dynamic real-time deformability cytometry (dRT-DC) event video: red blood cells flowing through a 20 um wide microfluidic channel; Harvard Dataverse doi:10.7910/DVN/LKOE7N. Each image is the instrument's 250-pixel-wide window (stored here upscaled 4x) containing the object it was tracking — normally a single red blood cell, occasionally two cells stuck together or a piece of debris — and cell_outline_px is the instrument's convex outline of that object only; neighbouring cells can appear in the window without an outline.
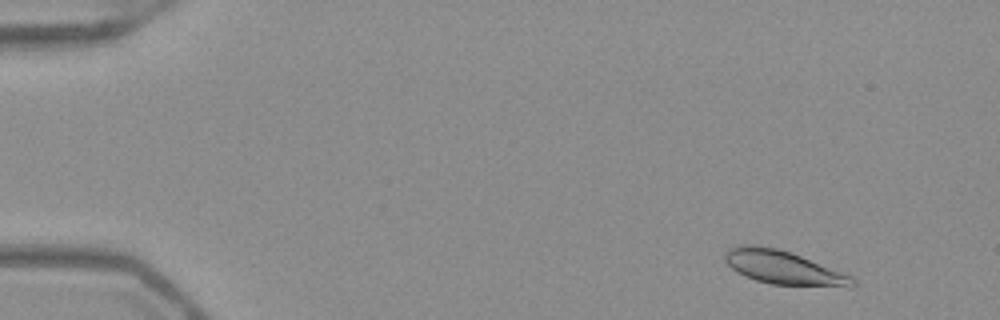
{"species": "Egyptian fruit bat (a non-hibernating species)", "species_latin": "Rousettus aegyptiacus", "temperature_condition": "warm", "stored_images_in_passage": 52, "camera_frame_rate_fps": 3000, "um_per_image_px": 0.085, "frame": {"image": 1, "passage_image": 5, "time_ms": 1.333, "image_size_px": [1000, 320], "cell_outline_px": [[856, 284], [852, 288], [848, 288], [772, 284], [756, 280], [744, 276], [736, 272], [724, 260], [724, 256], [728, 248], [740, 244], [752, 244], [776, 248], [792, 252], [852, 276], [856, 280]], "centroid_in_image_um": [66.62, 22.75], "position_along_channel_um": 18.4, "area_um2": 25.43}}
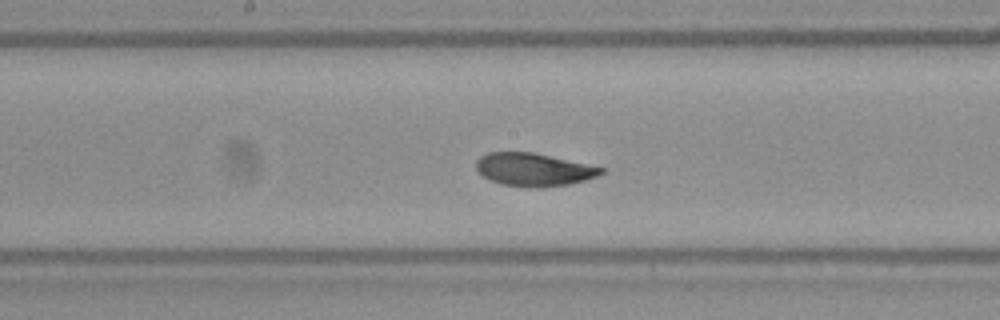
{"frame": {"image": 2, "passage_image": 28, "time_ms": 9.0, "image_size_px": [1000, 320], "cell_outline_px": [[604, 172], [596, 176], [584, 180], [568, 184], [540, 188], [532, 188], [500, 184], [484, 176], [476, 168], [476, 160], [480, 156], [488, 152], [532, 152], [604, 168]], "centroid_in_image_um": [45.33, 14.42], "position_along_channel_um": 202.9, "area_um2": 23.76}}
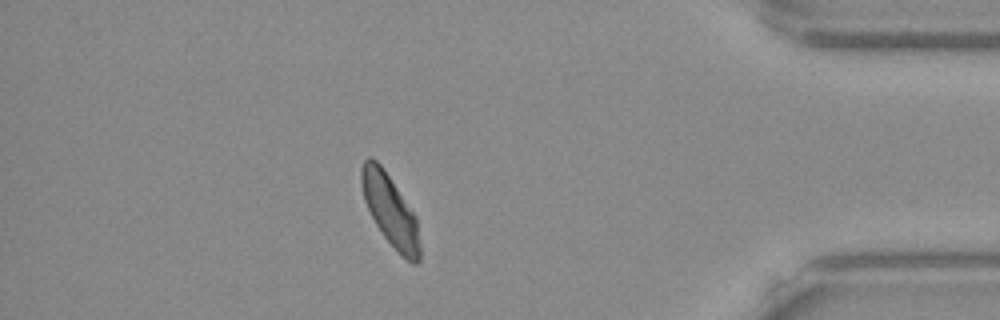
{"frame": {"image": 3, "passage_image": 46, "time_ms": 15.0, "image_size_px": [1000, 320], "cell_outline_px": [[420, 260], [416, 264], [412, 264], [384, 236], [376, 224], [364, 200], [360, 184], [360, 172], [364, 160], [368, 156], [372, 156], [380, 164], [416, 216], [420, 244]], "centroid_in_image_um": [33.15, 17.85], "position_along_channel_um": 402.0, "area_um2": 23.81}, "authors_computed_cell_mechanics": {"area_um2": 24.7673, "velocity_mm_per_s": 3.9294, "shape_relaxation_time_tau1_ms": 4.0234, "shape_relaxation_time_tau2_ms": 0.6254, "deformation_change_tau1": 0.1188, "deformation_change_tau2": 0.0346}}